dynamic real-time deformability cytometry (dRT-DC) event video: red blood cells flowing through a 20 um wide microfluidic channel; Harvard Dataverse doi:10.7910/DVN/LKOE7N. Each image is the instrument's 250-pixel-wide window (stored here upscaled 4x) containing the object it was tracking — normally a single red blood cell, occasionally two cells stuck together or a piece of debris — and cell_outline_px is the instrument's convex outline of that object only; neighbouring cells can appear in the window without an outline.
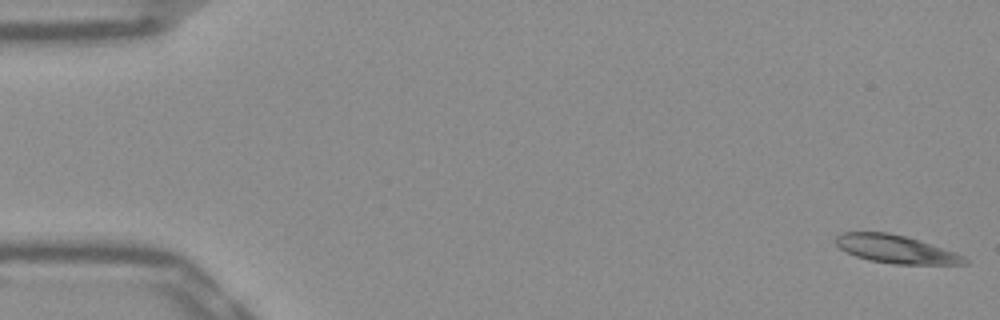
{"species": "Egyptian fruit bat (a non-hibernating species)", "species_latin": "Rousettus aegyptiacus", "temperature_condition": "warm", "stored_images_in_passage": 52, "camera_frame_rate_fps": 3000, "um_per_image_px": 0.085, "frame": {"image": 1, "passage_image": 1, "time_ms": 0.0, "image_size_px": [1000, 320], "cell_outline_px": [[968, 264], [892, 264], [868, 260], [856, 256], [840, 248], [836, 244], [836, 236], [840, 232], [888, 232], [908, 236], [956, 252], [964, 256], [968, 260]], "centroid_in_image_um": [76.17, 21.17], "position_along_channel_um": 8.8, "area_um2": 21.21}}
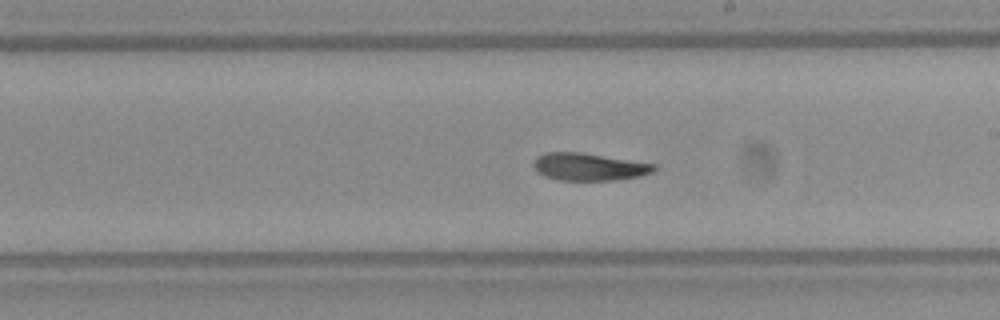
{"frame": {"image": 2, "passage_image": 30, "time_ms": 9.667, "image_size_px": [1000, 320], "cell_outline_px": [[656, 168], [652, 172], [640, 176], [616, 180], [556, 180], [544, 176], [536, 172], [532, 164], [536, 156], [548, 152], [580, 152], [656, 164]], "centroid_in_image_um": [50.02, 14.18], "position_along_channel_um": 239.0, "area_um2": 19.36}}
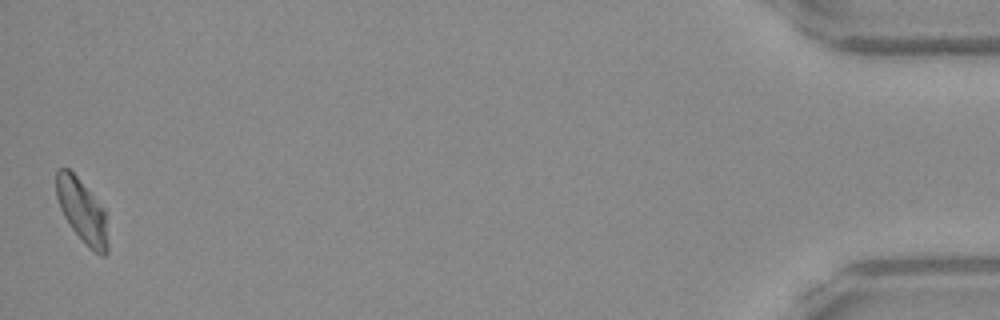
{"frame": {"image": 3, "passage_image": 52, "time_ms": 17.0, "image_size_px": [1000, 320], "cell_outline_px": [[108, 252], [104, 256], [100, 256], [88, 248], [72, 228], [64, 216], [60, 208], [56, 196], [56, 172], [60, 168], [68, 168], [76, 176], [104, 208], [108, 244]], "centroid_in_image_um": [6.98, 17.96], "position_along_channel_um": 428.2, "area_um2": 18.96}, "authors_computed_cell_mechanics": {"area_um2": 20.0855, "velocity_mm_per_s": 3.852, "shape_relaxation_time_tau1_ms": 6.9706, "shape_relaxation_time_tau2_ms": 5.1452, "deformation_change_tau1": 0.2064, "deformation_change_tau2": 0.1141}}